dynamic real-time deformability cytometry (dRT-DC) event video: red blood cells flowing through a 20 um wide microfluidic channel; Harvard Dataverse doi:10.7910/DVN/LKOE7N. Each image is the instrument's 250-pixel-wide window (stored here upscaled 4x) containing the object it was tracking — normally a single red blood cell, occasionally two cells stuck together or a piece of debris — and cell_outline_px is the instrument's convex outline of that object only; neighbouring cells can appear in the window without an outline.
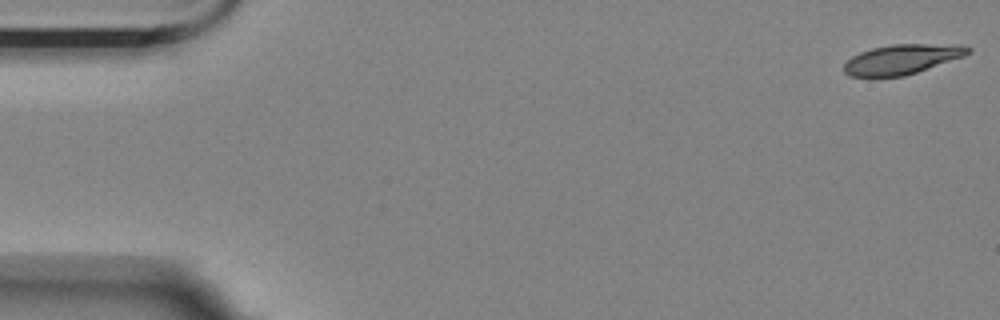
{"species": "Egyptian fruit bat (a non-hibernating species)", "species_latin": "Rousettus aegyptiacus", "temperature_condition": "room temperature", "stored_images_in_passage": 4, "camera_frame_rate_fps": 3000, "um_per_image_px": 0.085, "animal": {"sex": "female"}, "frame": {"image": 1, "passage_image": 1, "time_ms": 0.0, "image_size_px": [1000, 320], "cell_outline_px": [[972, 52], [964, 56], [904, 76], [848, 76], [844, 72], [844, 64], [852, 56], [860, 52], [872, 48], [892, 44], [924, 44], [972, 48]], "centroid_in_image_um": [76.59, 5.05], "position_along_channel_um": 8.4, "area_um2": 20.92}}